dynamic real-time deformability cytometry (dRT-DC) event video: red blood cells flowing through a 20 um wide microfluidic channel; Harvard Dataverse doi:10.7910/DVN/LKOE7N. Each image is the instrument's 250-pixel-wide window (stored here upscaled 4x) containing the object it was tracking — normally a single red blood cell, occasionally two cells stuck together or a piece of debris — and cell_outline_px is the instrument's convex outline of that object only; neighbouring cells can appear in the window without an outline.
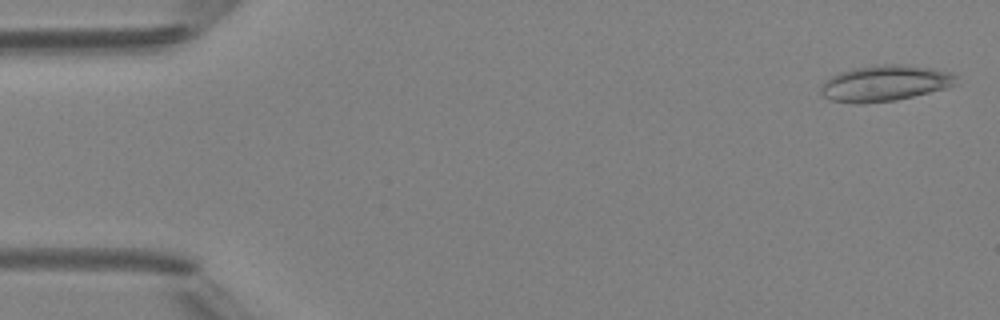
{"species": "Egyptian fruit bat (a non-hibernating species)", "species_latin": "Rousettus aegyptiacus", "temperature_condition": "room temperature", "stored_images_in_passage": 5, "camera_frame_rate_fps": 3000, "um_per_image_px": 0.085, "animal": {"sex": "female"}, "frame": {"image": 1, "passage_image": 1, "time_ms": 0.0, "image_size_px": [1000, 320], "cell_outline_px": [[960, 76], [956, 84], [948, 88], [896, 100], [860, 104], [852, 104], [828, 100], [820, 92], [820, 84], [832, 76], [840, 72], [852, 68], [880, 64], [896, 64], [932, 68], [952, 72]], "centroid_in_image_um": [75.23, 7.08], "position_along_channel_um": 9.8, "area_um2": 28.78}}